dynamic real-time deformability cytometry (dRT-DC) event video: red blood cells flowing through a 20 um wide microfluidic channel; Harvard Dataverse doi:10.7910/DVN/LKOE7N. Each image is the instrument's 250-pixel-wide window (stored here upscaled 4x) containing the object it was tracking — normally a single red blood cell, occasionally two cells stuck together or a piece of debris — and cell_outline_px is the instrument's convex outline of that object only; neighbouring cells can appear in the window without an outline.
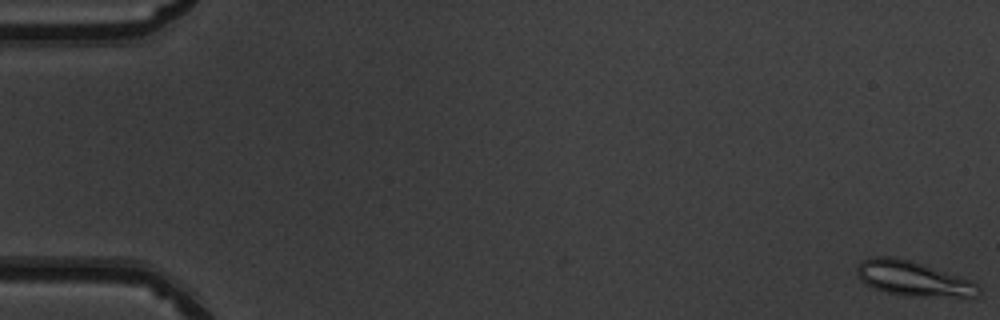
{"species": "common noctule bat (a hibernating species)", "species_latin": "Nyctalus noctula", "temperature_condition": "warm", "stored_images_in_passage": 51, "camera_frame_rate_fps": 3000, "um_per_image_px": 0.085, "animal": {"sex": "male", "body_mass_g": 19.5, "forearm_length_mm": 54.6}, "frame": {"image": 1, "passage_image": 1, "time_ms": 0.0, "image_size_px": [1000, 320], "cell_outline_px": [[980, 292], [972, 300], [904, 296], [884, 292], [872, 288], [864, 284], [860, 280], [856, 272], [856, 268], [860, 260], [872, 256], [892, 256], [908, 260], [972, 280], [980, 288]], "centroid_in_image_um": [77.66, 23.74], "position_along_channel_um": 7.3, "area_um2": 25.72}}
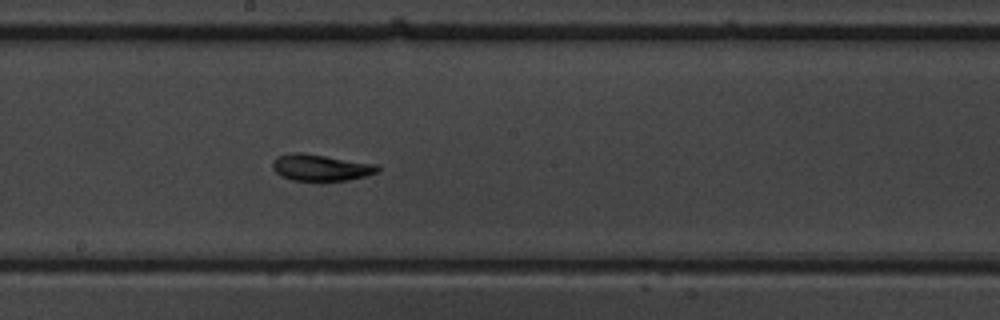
{"frame": {"image": 2, "passage_image": 29, "time_ms": 9.333, "image_size_px": [1000, 320], "cell_outline_px": [[380, 172], [348, 180], [320, 184], [292, 180], [280, 176], [272, 168], [272, 160], [276, 156], [292, 152], [304, 152], [380, 164]], "centroid_in_image_um": [27.27, 14.27], "position_along_channel_um": 220.9, "area_um2": 17.4}}
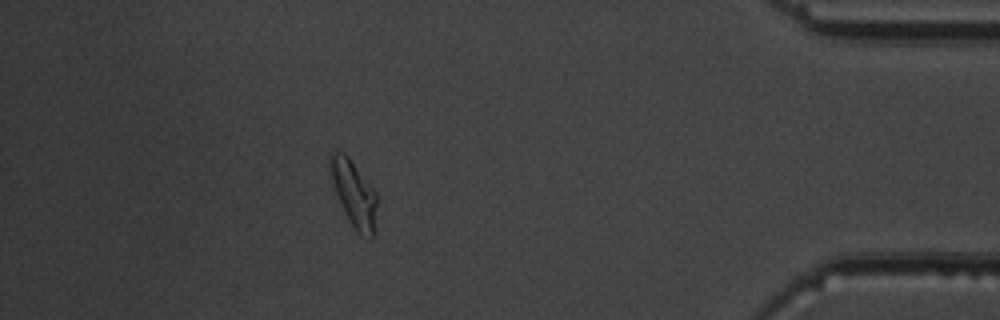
{"frame": {"image": 3, "passage_image": 46, "time_ms": 15.0, "image_size_px": [1000, 320], "cell_outline_px": [[376, 204], [372, 240], [356, 232], [344, 212], [336, 192], [328, 168], [328, 152], [344, 152], [348, 156], [376, 192]], "centroid_in_image_um": [30.04, 16.41], "position_along_channel_um": 405.2, "area_um2": 17.8}, "authors_computed_cell_mechanics": {"area_um2": 16.8198, "velocity_mm_per_s": 4.0052, "shape_relaxation_time_tau1_ms": null, "shape_relaxation_time_tau2_ms": 1.8209, "deformation_change_tau1": null, "deformation_change_tau2": 0.093}}